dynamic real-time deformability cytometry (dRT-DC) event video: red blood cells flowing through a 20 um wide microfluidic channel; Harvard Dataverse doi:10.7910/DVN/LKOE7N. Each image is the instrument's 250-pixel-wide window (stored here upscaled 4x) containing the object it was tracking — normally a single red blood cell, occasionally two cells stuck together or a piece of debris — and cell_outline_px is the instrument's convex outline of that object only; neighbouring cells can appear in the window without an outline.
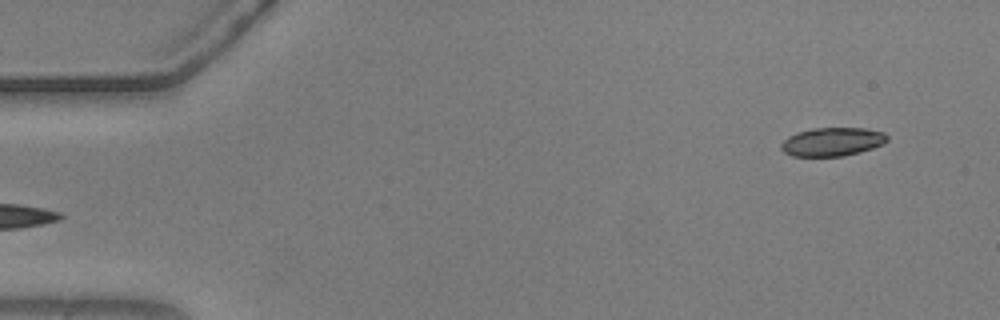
{"species": "common noctule bat (a hibernating species)", "species_latin": "Nyctalus noctula", "temperature_condition": "warm", "stored_images_in_passage": 11, "camera_frame_rate_fps": 3000, "um_per_image_px": 0.085, "animal": {"sex": "male", "body_mass_g": 20.5, "forearm_length_mm": 52.5}, "frame": {"image": 1, "passage_image": 1, "time_ms": 0.0, "image_size_px": [1000, 320], "cell_outline_px": [[888, 140], [884, 144], [872, 148], [844, 156], [792, 156], [784, 152], [780, 148], [780, 144], [788, 136], [812, 128], [864, 128], [884, 132], [888, 136]], "centroid_in_image_um": [70.75, 12.05], "position_along_channel_um": 14.2, "area_um2": 17.63}}